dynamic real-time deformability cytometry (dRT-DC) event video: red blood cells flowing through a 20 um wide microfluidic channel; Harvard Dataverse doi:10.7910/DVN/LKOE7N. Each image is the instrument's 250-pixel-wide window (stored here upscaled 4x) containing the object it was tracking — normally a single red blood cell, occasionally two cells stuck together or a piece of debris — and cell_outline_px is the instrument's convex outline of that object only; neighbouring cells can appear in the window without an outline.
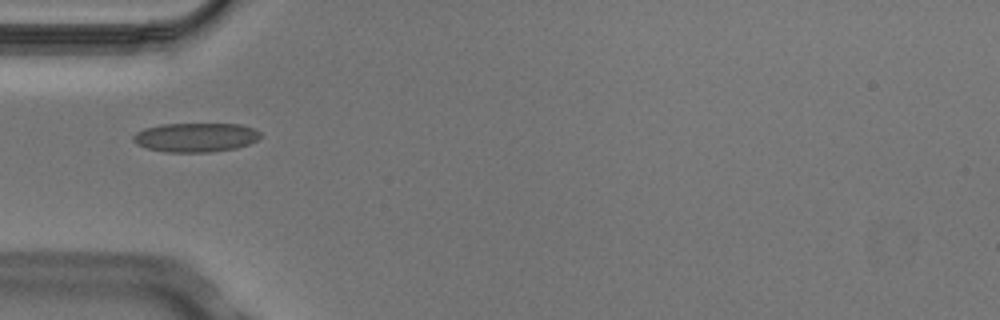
{"species": "Egyptian fruit bat (a non-hibernating species)", "species_latin": "Rousettus aegyptiacus", "temperature_condition": "cold", "stored_images_in_passage": 3, "camera_frame_rate_fps": 3000, "um_per_image_px": 0.085, "animal": {"sex": "male"}, "frame": {"image": 1, "passage_image": 1, "time_ms": 0.0, "image_size_px": [1000, 320], "cell_outline_px": [[260, 136], [256, 140], [248, 144], [236, 148], [212, 152], [168, 152], [148, 148], [136, 144], [132, 140], [132, 136], [136, 132], [144, 128], [160, 124], [240, 124], [252, 128], [260, 132]], "centroid_in_image_um": [16.6, 11.67], "position_along_channel_um": 68.4, "area_um2": 21.56}}
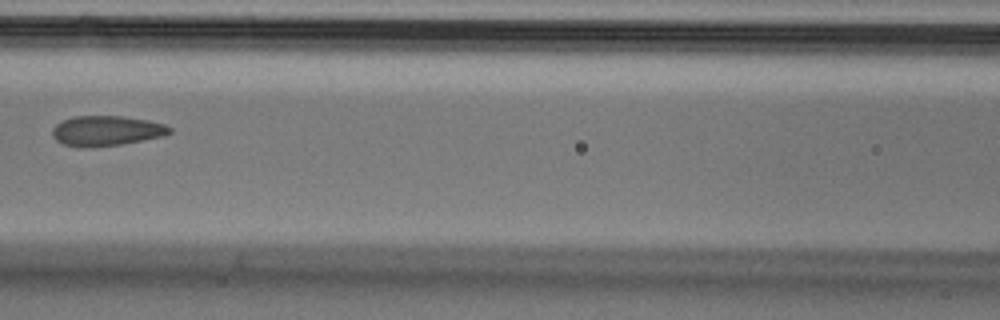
{"frame": {"image": 2, "passage_image": 3, "time_ms": 0.667, "image_size_px": [1000, 320], "cell_outline_px": [[172, 132], [164, 136], [120, 144], [88, 148], [80, 148], [64, 144], [56, 140], [52, 136], [52, 128], [56, 124], [72, 116], [124, 116], [148, 120], [164, 124], [172, 128]], "centroid_in_image_um": [9.03, 11.12], "position_along_channel_um": 157.6, "area_um2": 20.69}}